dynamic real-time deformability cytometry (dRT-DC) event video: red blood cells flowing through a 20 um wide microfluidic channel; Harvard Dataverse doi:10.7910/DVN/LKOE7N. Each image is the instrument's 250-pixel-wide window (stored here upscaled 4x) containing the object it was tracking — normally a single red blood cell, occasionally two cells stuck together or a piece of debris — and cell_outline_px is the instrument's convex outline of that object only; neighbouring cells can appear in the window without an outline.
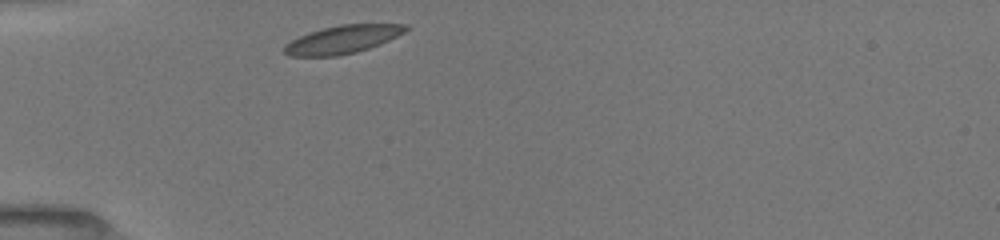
{"species": "common noctule bat (a hibernating species)", "species_latin": "Nyctalus noctula", "temperature_condition": "room temperature", "stored_images_in_passage": 12, "camera_frame_rate_fps": 3000, "um_per_image_px": 0.085, "animal": {"sex": "female", "body_mass_g": 19.5, "forearm_length_mm": 54.1}, "frame": {"image": 1, "passage_image": 1, "time_ms": 0.0, "image_size_px": [1000, 240], "cell_outline_px": [[412, 28], [380, 44], [356, 52], [336, 56], [288, 56], [284, 52], [284, 44], [308, 32], [340, 24], [408, 24]], "centroid_in_image_um": [29.13, 3.35], "position_along_channel_um": 55.9, "area_um2": 19.83}}
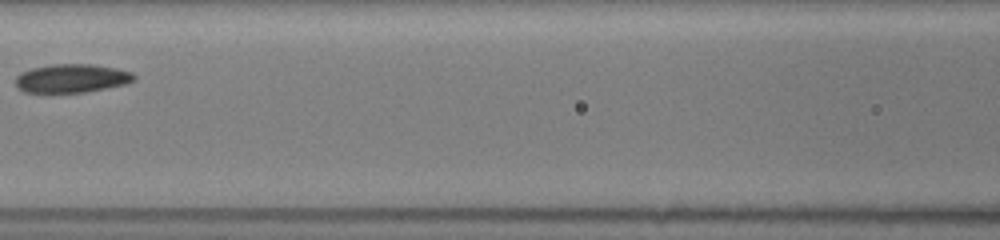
{"frame": {"image": 2, "passage_image": 9, "time_ms": 2.667, "image_size_px": [1000, 240], "cell_outline_px": [[136, 80], [124, 84], [88, 92], [48, 96], [24, 92], [16, 88], [16, 76], [20, 72], [32, 68], [52, 64], [92, 64], [116, 68], [132, 72], [136, 76]], "centroid_in_image_um": [6.02, 6.71], "position_along_channel_um": 160.6, "area_um2": 20.75}}
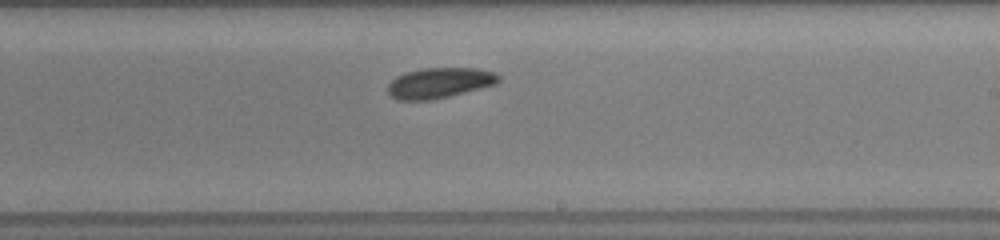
{"frame": {"image": 3, "passage_image": 12, "time_ms": 3.667, "image_size_px": [1000, 240], "cell_outline_px": [[500, 80], [496, 84], [448, 96], [428, 100], [400, 100], [392, 96], [388, 92], [388, 84], [396, 76], [404, 72], [424, 68], [476, 68], [492, 72], [500, 76]], "centroid_in_image_um": [37.33, 7.03], "position_along_channel_um": 251.7, "area_um2": 19.42}}